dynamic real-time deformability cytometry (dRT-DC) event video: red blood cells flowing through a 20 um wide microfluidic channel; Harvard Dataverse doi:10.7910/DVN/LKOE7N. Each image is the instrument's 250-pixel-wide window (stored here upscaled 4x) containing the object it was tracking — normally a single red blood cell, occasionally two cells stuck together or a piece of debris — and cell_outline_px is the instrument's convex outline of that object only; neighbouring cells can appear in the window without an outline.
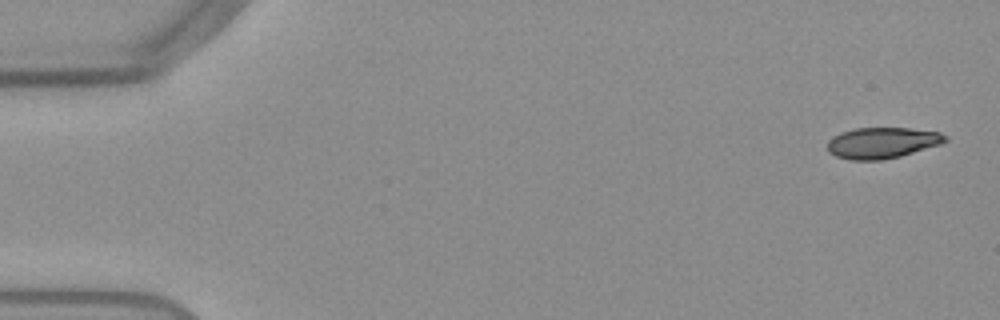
{"species": "Egyptian fruit bat (a non-hibernating species)", "species_latin": "Rousettus aegyptiacus", "temperature_condition": "warm", "stored_images_in_passage": 53, "camera_frame_rate_fps": 3000, "um_per_image_px": 0.085, "frame": {"image": 1, "passage_image": 2, "time_ms": 0.333, "image_size_px": [1000, 320], "cell_outline_px": [[948, 140], [940, 144], [900, 156], [880, 160], [852, 160], [836, 156], [828, 152], [828, 140], [832, 136], [840, 132], [856, 128], [912, 128], [940, 132], [948, 136]], "centroid_in_image_um": [74.98, 12.13], "position_along_channel_um": 10.0, "area_um2": 21.33}}
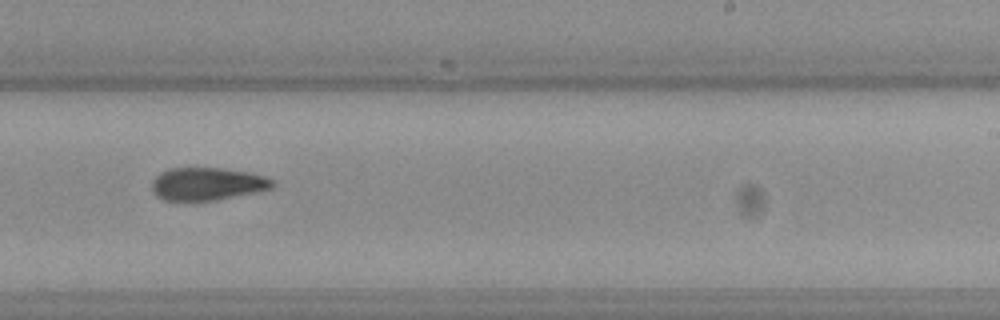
{"frame": {"image": 2, "passage_image": 33, "time_ms": 10.667, "image_size_px": [1000, 320], "cell_outline_px": [[276, 184], [272, 188], [260, 192], [216, 200], [164, 200], [156, 196], [152, 192], [152, 180], [160, 172], [168, 168], [224, 168], [248, 172], [264, 176], [276, 180]], "centroid_in_image_um": [17.65, 15.63], "position_along_channel_um": 271.3, "area_um2": 23.35}}
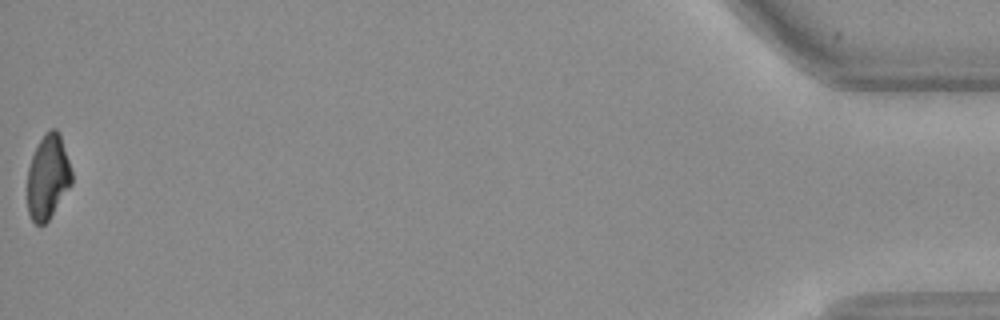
{"frame": {"image": 3, "passage_image": 53, "time_ms": 17.333, "image_size_px": [1000, 320], "cell_outline_px": [[72, 184], [48, 220], [44, 224], [36, 224], [32, 220], [28, 212], [28, 168], [32, 156], [44, 132], [48, 128], [56, 128], [60, 132], [72, 172]], "centroid_in_image_um": [4.08, 15.0], "position_along_channel_um": 431.1, "area_um2": 21.79}}